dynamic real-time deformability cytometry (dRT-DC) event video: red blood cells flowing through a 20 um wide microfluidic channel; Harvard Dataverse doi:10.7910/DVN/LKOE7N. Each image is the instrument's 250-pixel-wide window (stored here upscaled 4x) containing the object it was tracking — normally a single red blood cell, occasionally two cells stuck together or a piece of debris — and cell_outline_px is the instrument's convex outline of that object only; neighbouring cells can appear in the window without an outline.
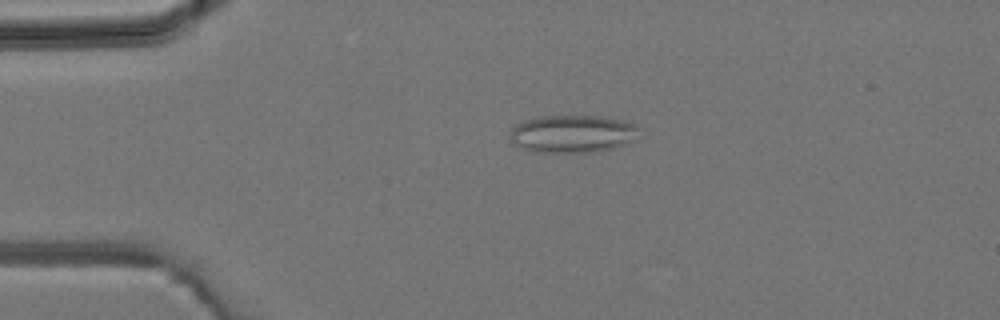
{"species": "common noctule bat (a hibernating species)", "species_latin": "Nyctalus noctula", "temperature_condition": "room temperature", "stored_images_in_passage": 35, "camera_frame_rate_fps": 3000, "um_per_image_px": 0.085, "animal": {"sex": "male", "body_mass_g": 19.2, "forearm_length_mm": 51.8}, "frame": {"image": 1, "passage_image": 3, "time_ms": 0.667, "image_size_px": [1000, 320], "cell_outline_px": [[640, 128], [620, 144], [612, 148], [600, 152], [532, 152], [524, 148], [512, 140], [512, 128], [516, 124], [524, 120], [544, 116], [600, 116], [632, 124]], "centroid_in_image_um": [48.56, 11.37], "position_along_channel_um": 36.4, "area_um2": 27.22}}
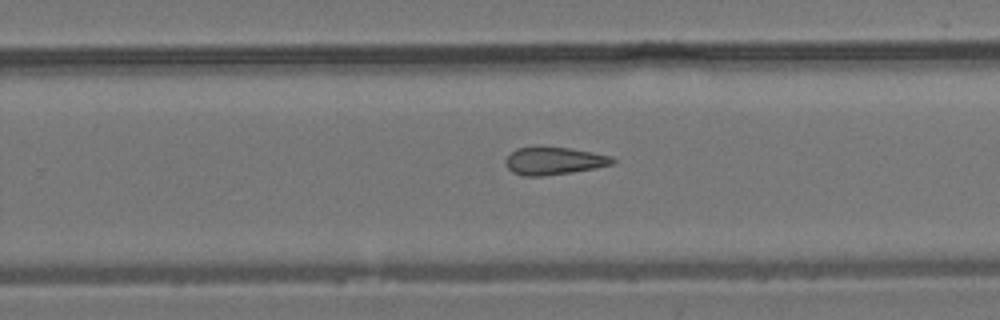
{"frame": {"image": 2, "passage_image": 20, "time_ms": 6.333, "image_size_px": [1000, 320], "cell_outline_px": [[616, 160], [612, 164], [596, 168], [572, 172], [540, 176], [524, 176], [512, 172], [508, 168], [504, 160], [516, 148], [540, 144], [568, 148], [592, 152], [612, 156]], "centroid_in_image_um": [47.05, 13.64], "position_along_channel_um": 282.7, "area_um2": 17.63}}
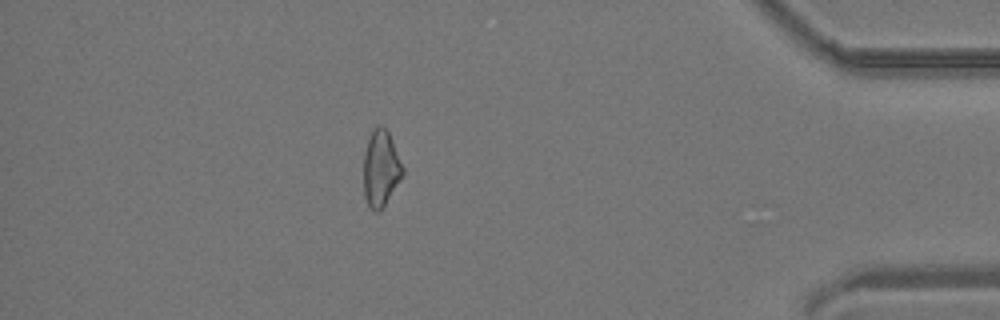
{"frame": {"image": 3, "passage_image": 30, "time_ms": 9.667, "image_size_px": [1000, 320], "cell_outline_px": [[404, 172], [400, 180], [380, 212], [376, 212], [368, 204], [364, 196], [364, 152], [372, 128], [376, 124], [380, 124], [388, 132], [404, 168]], "centroid_in_image_um": [32.36, 14.3], "position_along_channel_um": 402.8, "area_um2": 17.28}}